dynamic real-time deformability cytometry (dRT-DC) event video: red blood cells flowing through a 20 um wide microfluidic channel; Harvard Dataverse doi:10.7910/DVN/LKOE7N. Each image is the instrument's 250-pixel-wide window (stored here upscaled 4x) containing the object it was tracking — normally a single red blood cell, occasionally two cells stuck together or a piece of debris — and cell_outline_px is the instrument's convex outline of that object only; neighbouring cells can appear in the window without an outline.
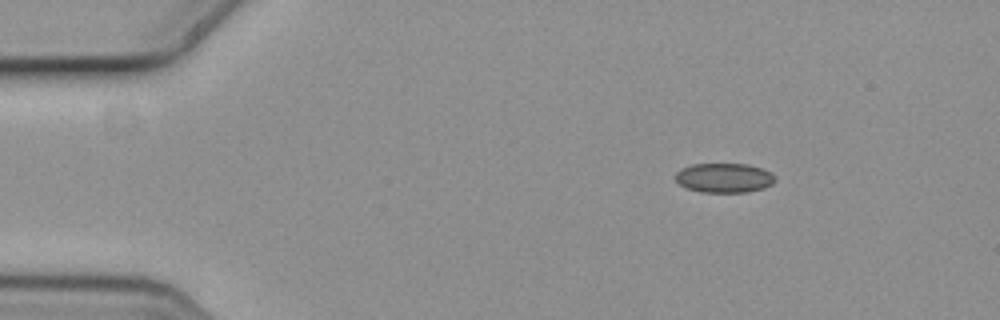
{"species": "common noctule bat (a hibernating species)", "species_latin": "Nyctalus noctula", "temperature_condition": "cold", "stored_images_in_passage": 5, "camera_frame_rate_fps": 3000, "um_per_image_px": 0.085, "animal": {"sex": "female", "body_mass_g": 19.3, "forearm_length_mm": 54.1}, "frame": {"image": 1, "passage_image": 2, "time_ms": 0.333, "image_size_px": [1000, 320], "cell_outline_px": [[776, 180], [772, 184], [764, 188], [748, 192], [700, 192], [688, 188], [680, 184], [676, 180], [676, 172], [680, 168], [692, 164], [748, 164], [760, 168], [776, 176]], "centroid_in_image_um": [61.55, 15.12], "position_along_channel_um": 23.4, "area_um2": 17.11}}
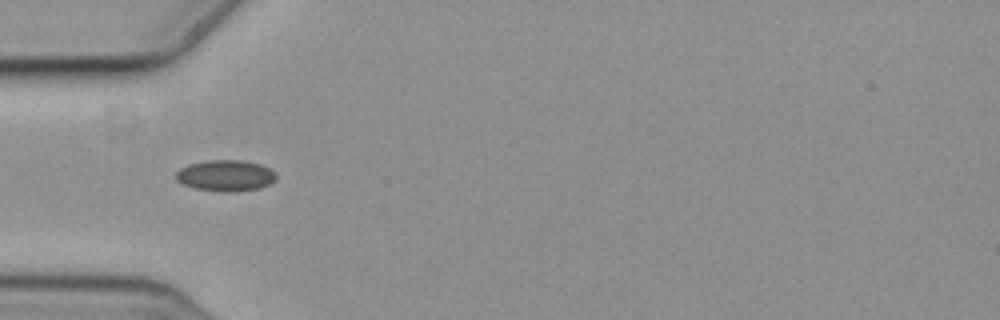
{"frame": {"image": 2, "passage_image": 4, "time_ms": 1.0, "image_size_px": [1000, 320], "cell_outline_px": [[276, 180], [260, 188], [232, 192], [220, 192], [196, 188], [184, 184], [176, 180], [176, 172], [180, 168], [188, 164], [208, 160], [244, 160], [260, 164], [268, 168], [276, 176]], "centroid_in_image_um": [19.16, 14.92], "position_along_channel_um": 65.8, "area_um2": 18.15}}
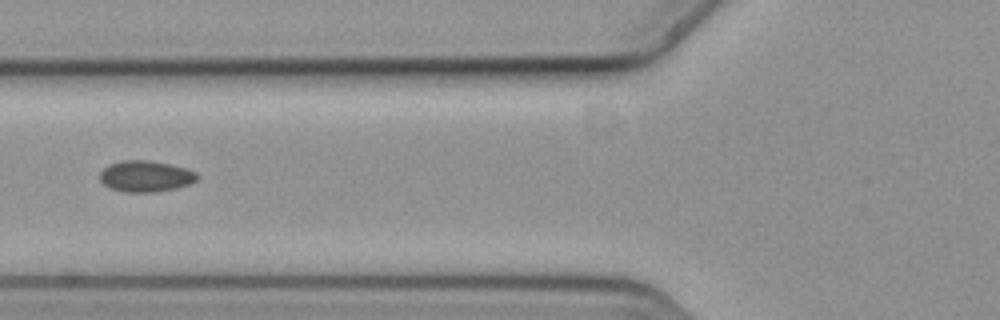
{"frame": {"image": 3, "passage_image": 5, "time_ms": 1.333, "image_size_px": [1000, 320], "cell_outline_px": [[200, 176], [192, 184], [176, 188], [156, 192], [124, 192], [112, 188], [104, 184], [100, 180], [100, 172], [108, 164], [124, 160], [148, 160], [188, 168], [196, 172]], "centroid_in_image_um": [12.42, 14.98], "position_along_channel_um": 113.4, "area_um2": 17.8}}